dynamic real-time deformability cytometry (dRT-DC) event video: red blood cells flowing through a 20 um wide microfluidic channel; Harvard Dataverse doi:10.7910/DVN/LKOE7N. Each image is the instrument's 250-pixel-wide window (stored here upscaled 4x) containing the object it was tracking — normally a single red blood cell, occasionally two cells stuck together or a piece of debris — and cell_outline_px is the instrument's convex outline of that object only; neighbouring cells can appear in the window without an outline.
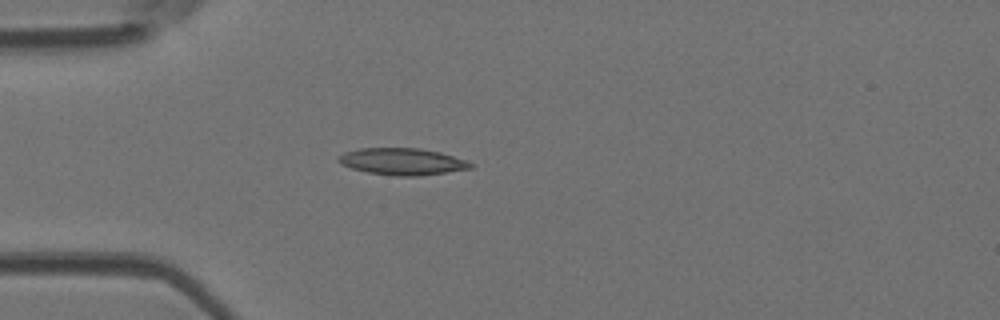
{"species": "Egyptian fruit bat (a non-hibernating species)", "species_latin": "Rousettus aegyptiacus", "temperature_condition": "room temperature", "stored_images_in_passage": 14, "camera_frame_rate_fps": 3000, "um_per_image_px": 0.085, "animal": {"sex": "female"}, "frame": {"image": 1, "passage_image": 3, "time_ms": 0.667, "image_size_px": [1000, 320], "cell_outline_px": [[472, 168], [420, 176], [396, 176], [368, 172], [352, 168], [336, 160], [344, 152], [360, 148], [420, 148], [440, 152], [468, 160], [472, 164]], "centroid_in_image_um": [34.23, 13.72], "position_along_channel_um": 50.8, "area_um2": 20.52}}
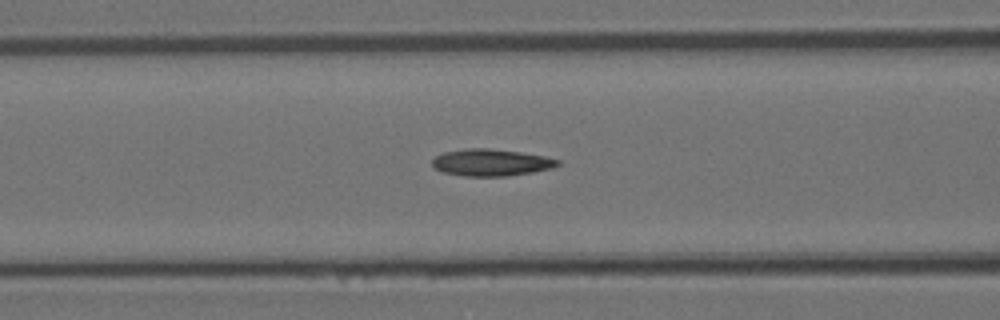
{"frame": {"image": 2, "passage_image": 9, "time_ms": 2.667, "image_size_px": [1000, 320], "cell_outline_px": [[560, 164], [552, 168], [532, 172], [508, 176], [464, 176], [444, 172], [432, 168], [432, 160], [436, 156], [444, 152], [464, 148], [488, 148], [520, 152], [544, 156], [560, 160]], "centroid_in_image_um": [41.72, 13.81], "position_along_channel_um": 124.9, "area_um2": 19.71}}
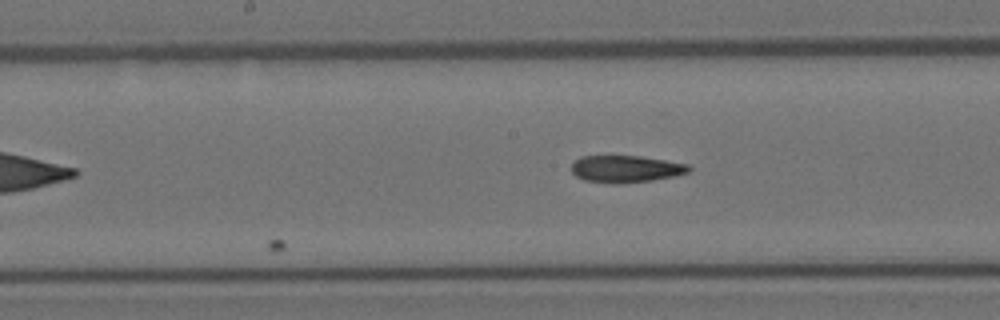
{"frame": {"image": 3, "passage_image": 14, "time_ms": 4.333, "image_size_px": [1000, 320], "cell_outline_px": [[692, 168], [688, 172], [676, 176], [652, 180], [616, 184], [584, 180], [576, 176], [572, 172], [572, 164], [580, 156], [640, 156], [688, 164]], "centroid_in_image_um": [53.2, 14.36], "position_along_channel_um": 195.0, "area_um2": 18.44}}